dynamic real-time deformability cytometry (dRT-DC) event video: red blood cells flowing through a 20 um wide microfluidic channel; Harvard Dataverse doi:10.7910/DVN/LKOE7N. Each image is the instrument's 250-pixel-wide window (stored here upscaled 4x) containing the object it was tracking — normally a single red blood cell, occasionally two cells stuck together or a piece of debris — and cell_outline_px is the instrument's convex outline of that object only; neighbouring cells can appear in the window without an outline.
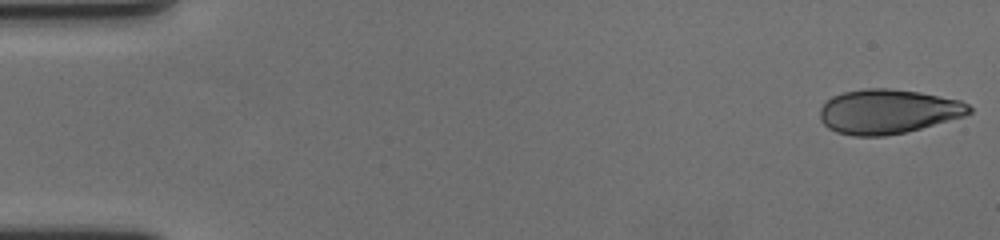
{"species": "human", "species_latin": "Homo sapiens", "temperature_condition": "cold", "stored_images_in_passage": 59, "camera_frame_rate_fps": 3000, "um_per_image_px": 0.085, "donor": {"sex": "female"}, "frame": {"image": 1, "passage_image": 1, "time_ms": 0.0, "image_size_px": [1000, 240], "cell_outline_px": [[972, 112], [964, 116], [920, 128], [904, 132], [884, 136], [852, 136], [836, 132], [828, 128], [820, 120], [820, 108], [832, 96], [844, 92], [864, 88], [892, 88], [920, 92], [960, 100], [968, 104], [972, 108]], "centroid_in_image_um": [75.46, 9.47], "position_along_channel_um": 9.5, "area_um2": 38.67}}
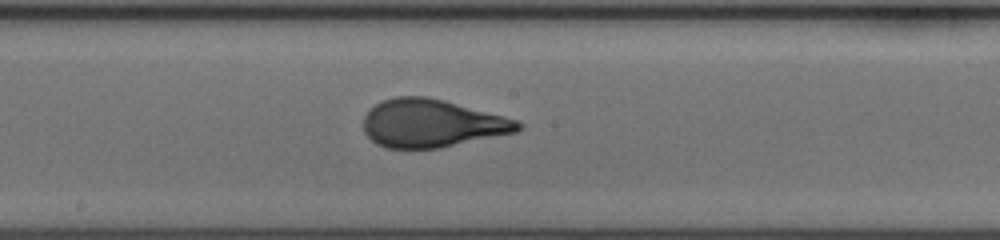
{"frame": {"image": 2, "passage_image": 32, "time_ms": 10.333, "image_size_px": [1000, 240], "cell_outline_px": [[524, 128], [516, 132], [440, 148], [384, 148], [376, 144], [364, 132], [364, 116], [380, 100], [396, 96], [428, 96], [444, 100], [504, 116], [516, 120], [524, 124]], "centroid_in_image_um": [36.71, 10.48], "position_along_channel_um": 211.5, "area_um2": 43.23}}
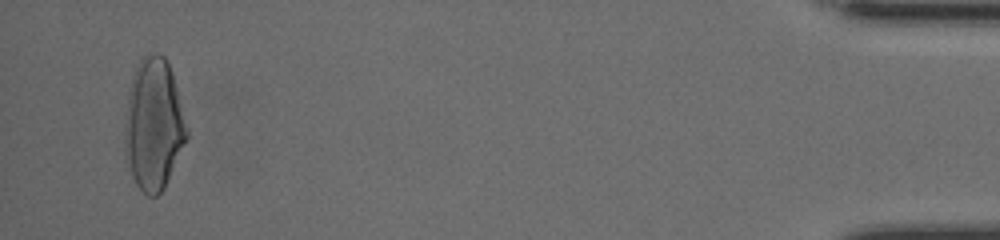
{"frame": {"image": 3, "passage_image": 57, "time_ms": 18.667, "image_size_px": [1000, 240], "cell_outline_px": [[188, 136], [164, 188], [156, 196], [148, 196], [136, 184], [132, 176], [124, 152], [124, 140], [128, 92], [132, 76], [140, 60], [148, 52], [156, 52], [164, 56], [168, 64], [172, 76], [188, 132]], "centroid_in_image_um": [13.03, 10.59], "position_along_channel_um": 422.2, "area_um2": 46.82}, "authors_computed_cell_mechanics": {"area_um2": 42.0206, "velocity_mm_per_s": 3.5045, "shape_relaxation_time_tau1_ms": 4.4738, "shape_relaxation_time_tau2_ms": null, "deformation_change_tau1": 0.1979, "deformation_change_tau2": null}}